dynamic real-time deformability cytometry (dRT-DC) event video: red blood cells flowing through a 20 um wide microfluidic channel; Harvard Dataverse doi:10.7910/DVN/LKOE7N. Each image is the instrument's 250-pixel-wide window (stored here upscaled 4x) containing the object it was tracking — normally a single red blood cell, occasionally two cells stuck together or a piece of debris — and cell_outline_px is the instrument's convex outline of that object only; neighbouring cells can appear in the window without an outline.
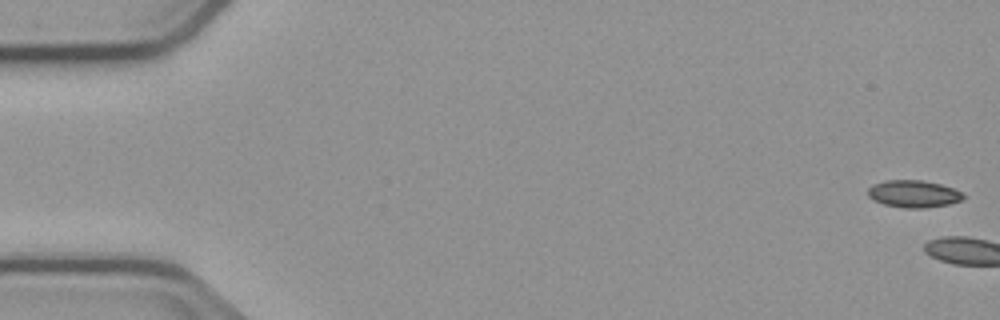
{"species": "common noctule bat (a hibernating species)", "species_latin": "Nyctalus noctula", "temperature_condition": "cold", "stored_images_in_passage": 6, "camera_frame_rate_fps": 3000, "um_per_image_px": 0.085, "animal": {"sex": "male", "body_mass_g": 23.1, "forearm_length_mm": 52.7}, "frame": {"image": 1, "passage_image": 1, "time_ms": 0.0, "image_size_px": [1000, 320], "cell_outline_px": [[964, 200], [948, 204], [924, 208], [904, 208], [884, 204], [872, 200], [868, 196], [868, 188], [872, 184], [884, 180], [924, 180], [940, 184], [952, 188], [960, 192], [964, 196]], "centroid_in_image_um": [77.62, 16.47], "position_along_channel_um": 7.4, "area_um2": 15.2}}